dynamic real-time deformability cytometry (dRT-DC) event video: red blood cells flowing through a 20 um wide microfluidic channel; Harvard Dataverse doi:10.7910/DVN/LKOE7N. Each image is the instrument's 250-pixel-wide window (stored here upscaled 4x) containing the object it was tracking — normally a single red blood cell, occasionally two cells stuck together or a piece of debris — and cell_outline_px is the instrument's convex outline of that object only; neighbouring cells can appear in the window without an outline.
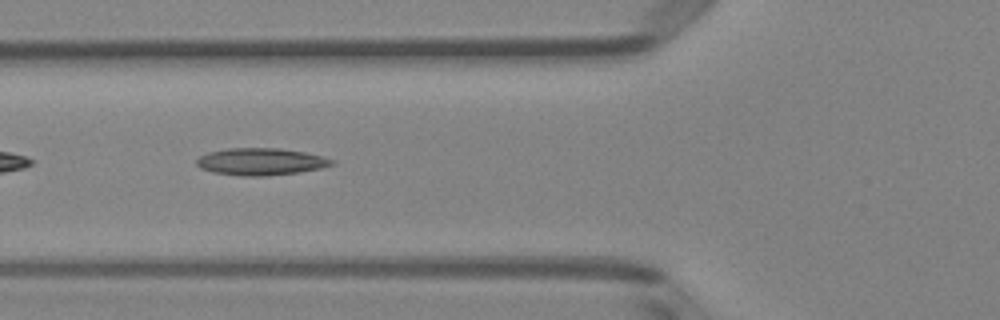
{"species": "Egyptian fruit bat (a non-hibernating species)", "species_latin": "Rousettus aegyptiacus", "temperature_condition": "room temperature", "stored_images_in_passage": 37, "camera_frame_rate_fps": 3000, "um_per_image_px": 0.085, "animal": {"sex": "female"}, "frame": {"image": 1, "passage_image": 5, "time_ms": 1.333, "image_size_px": [1000, 320], "cell_outline_px": [[336, 164], [320, 168], [300, 172], [264, 176], [244, 176], [212, 172], [200, 168], [196, 164], [196, 160], [200, 156], [208, 152], [228, 148], [280, 148], [304, 152], [324, 156], [336, 160]], "centroid_in_image_um": [22.2, 13.73], "position_along_channel_um": 103.6, "area_um2": 21.5}}
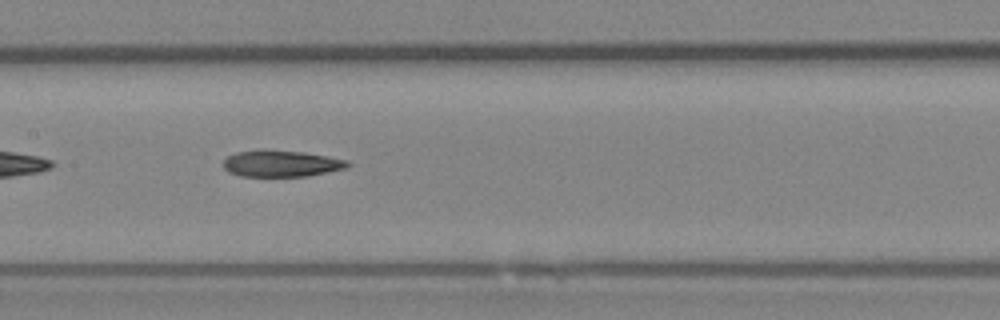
{"frame": {"image": 2, "passage_image": 11, "time_ms": 3.333, "image_size_px": [1000, 320], "cell_outline_px": [[352, 164], [344, 168], [308, 176], [240, 176], [228, 172], [224, 168], [224, 160], [228, 156], [236, 152], [260, 148], [264, 148], [304, 152], [328, 156], [348, 160]], "centroid_in_image_um": [23.88, 13.88], "position_along_channel_um": 183.5, "area_um2": 19.48}}
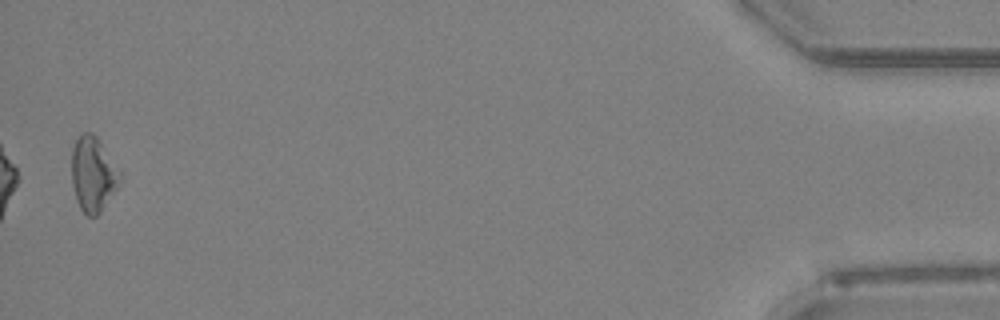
{"frame": {"image": 3, "passage_image": 36, "time_ms": 11.667, "image_size_px": [1000, 320], "cell_outline_px": [[120, 184], [100, 212], [96, 216], [88, 216], [80, 208], [76, 200], [72, 184], [72, 148], [80, 132], [92, 132], [96, 136], [120, 172]], "centroid_in_image_um": [7.89, 14.8], "position_along_channel_um": 427.3, "area_um2": 20.87}}